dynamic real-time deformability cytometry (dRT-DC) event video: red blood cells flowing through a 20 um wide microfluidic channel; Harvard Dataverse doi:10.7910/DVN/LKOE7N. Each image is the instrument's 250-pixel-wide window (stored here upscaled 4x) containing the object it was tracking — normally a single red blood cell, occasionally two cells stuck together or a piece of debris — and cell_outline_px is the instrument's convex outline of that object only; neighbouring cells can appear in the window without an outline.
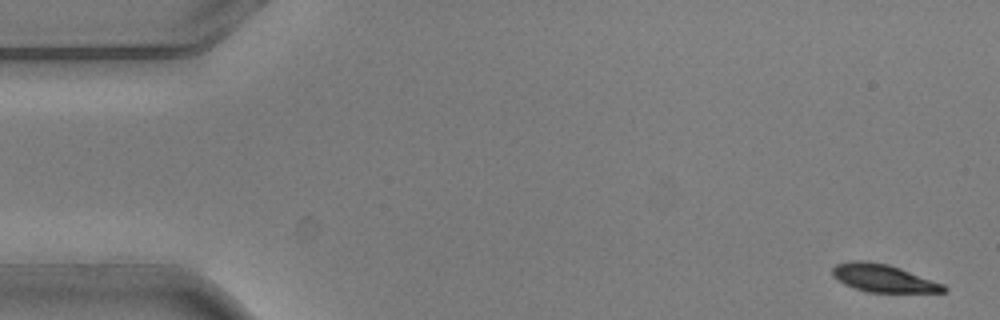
{"species": "common noctule bat (a hibernating species)", "species_latin": "Nyctalus noctula", "temperature_condition": "warm", "stored_images_in_passage": 5, "camera_frame_rate_fps": 3000, "um_per_image_px": 0.085, "animal": {"sex": "male", "body_mass_g": 20.5, "forearm_length_mm": 52.5}, "frame": {"image": 1, "passage_image": 1, "time_ms": 0.0, "image_size_px": [1000, 320], "cell_outline_px": [[948, 292], [868, 292], [844, 284], [836, 280], [832, 276], [832, 268], [836, 264], [848, 260], [868, 260], [888, 264], [900, 268], [944, 284], [948, 288]], "centroid_in_image_um": [75.06, 23.63], "position_along_channel_um": 9.9, "area_um2": 18.15}}
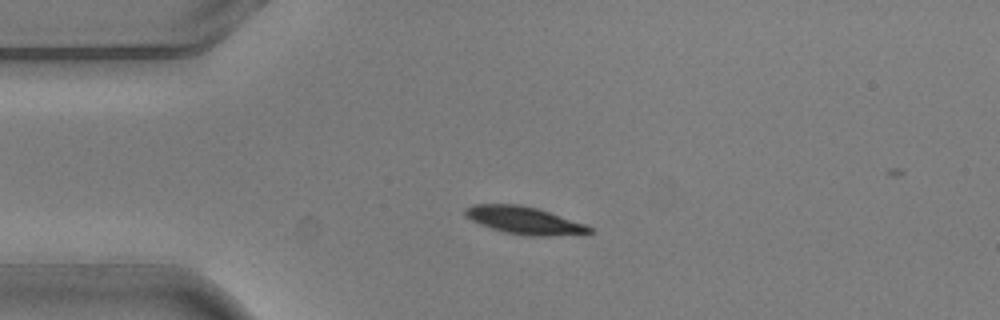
{"frame": {"image": 2, "passage_image": 4, "time_ms": 1.0, "image_size_px": [1000, 320], "cell_outline_px": [[592, 232], [584, 236], [528, 236], [504, 232], [480, 224], [464, 216], [464, 208], [472, 204], [520, 204], [536, 208], [584, 224], [592, 228]], "centroid_in_image_um": [44.59, 18.75], "position_along_channel_um": 40.4, "area_um2": 20.11}}